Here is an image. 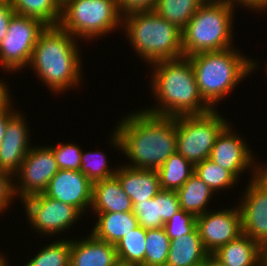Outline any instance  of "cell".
Listing matches in <instances>:
<instances>
[{"mask_svg": "<svg viewBox=\"0 0 267 266\" xmlns=\"http://www.w3.org/2000/svg\"><path fill=\"white\" fill-rule=\"evenodd\" d=\"M204 2H221L226 0H203Z\"/></svg>", "mask_w": 267, "mask_h": 266, "instance_id": "bcb514c9", "label": "cell"}, {"mask_svg": "<svg viewBox=\"0 0 267 266\" xmlns=\"http://www.w3.org/2000/svg\"><path fill=\"white\" fill-rule=\"evenodd\" d=\"M264 170L267 172V166L264 165Z\"/></svg>", "mask_w": 267, "mask_h": 266, "instance_id": "7dc6e473", "label": "cell"}, {"mask_svg": "<svg viewBox=\"0 0 267 266\" xmlns=\"http://www.w3.org/2000/svg\"><path fill=\"white\" fill-rule=\"evenodd\" d=\"M231 125H227L217 136L210 153V159L222 168L230 171L237 179L246 168L262 171L264 166L252 163L255 158L240 135L232 133ZM252 153V154H251ZM254 164V166H253ZM241 173V174H240Z\"/></svg>", "mask_w": 267, "mask_h": 266, "instance_id": "5bb4252c", "label": "cell"}, {"mask_svg": "<svg viewBox=\"0 0 267 266\" xmlns=\"http://www.w3.org/2000/svg\"><path fill=\"white\" fill-rule=\"evenodd\" d=\"M194 174L207 184L213 192L233 187L238 181L228 170L222 168L210 158L194 165Z\"/></svg>", "mask_w": 267, "mask_h": 266, "instance_id": "83f0119b", "label": "cell"}, {"mask_svg": "<svg viewBox=\"0 0 267 266\" xmlns=\"http://www.w3.org/2000/svg\"><path fill=\"white\" fill-rule=\"evenodd\" d=\"M196 227V217L189 212L180 209L167 221L163 228L166 235L171 239H178L180 236L189 234Z\"/></svg>", "mask_w": 267, "mask_h": 266, "instance_id": "836d02e7", "label": "cell"}, {"mask_svg": "<svg viewBox=\"0 0 267 266\" xmlns=\"http://www.w3.org/2000/svg\"><path fill=\"white\" fill-rule=\"evenodd\" d=\"M230 123L216 109L176 117L177 152L193 165L210 157L217 136Z\"/></svg>", "mask_w": 267, "mask_h": 266, "instance_id": "ba28073f", "label": "cell"}, {"mask_svg": "<svg viewBox=\"0 0 267 266\" xmlns=\"http://www.w3.org/2000/svg\"><path fill=\"white\" fill-rule=\"evenodd\" d=\"M196 227L205 250L211 255L242 234L241 213L234 209L205 212L196 216Z\"/></svg>", "mask_w": 267, "mask_h": 266, "instance_id": "4fadbf2b", "label": "cell"}, {"mask_svg": "<svg viewBox=\"0 0 267 266\" xmlns=\"http://www.w3.org/2000/svg\"><path fill=\"white\" fill-rule=\"evenodd\" d=\"M117 124L111 142L131 160L129 167L157 170L177 151L176 117L154 115L143 109Z\"/></svg>", "mask_w": 267, "mask_h": 266, "instance_id": "6da1fadb", "label": "cell"}, {"mask_svg": "<svg viewBox=\"0 0 267 266\" xmlns=\"http://www.w3.org/2000/svg\"><path fill=\"white\" fill-rule=\"evenodd\" d=\"M156 171L161 190L177 191L194 173V165L176 151Z\"/></svg>", "mask_w": 267, "mask_h": 266, "instance_id": "d4e9b609", "label": "cell"}, {"mask_svg": "<svg viewBox=\"0 0 267 266\" xmlns=\"http://www.w3.org/2000/svg\"><path fill=\"white\" fill-rule=\"evenodd\" d=\"M12 108L13 107H10L7 111L0 114V143L4 138V134L9 119L15 114V112H17V111H12Z\"/></svg>", "mask_w": 267, "mask_h": 266, "instance_id": "60d3db41", "label": "cell"}, {"mask_svg": "<svg viewBox=\"0 0 267 266\" xmlns=\"http://www.w3.org/2000/svg\"><path fill=\"white\" fill-rule=\"evenodd\" d=\"M102 151L82 152L80 172L92 182L115 176L117 169H110L107 158ZM115 170V171H114Z\"/></svg>", "mask_w": 267, "mask_h": 266, "instance_id": "4dcf8cb0", "label": "cell"}, {"mask_svg": "<svg viewBox=\"0 0 267 266\" xmlns=\"http://www.w3.org/2000/svg\"><path fill=\"white\" fill-rule=\"evenodd\" d=\"M76 40L59 25L47 26L33 49L29 65L54 93L77 87L82 78Z\"/></svg>", "mask_w": 267, "mask_h": 266, "instance_id": "3957f363", "label": "cell"}, {"mask_svg": "<svg viewBox=\"0 0 267 266\" xmlns=\"http://www.w3.org/2000/svg\"><path fill=\"white\" fill-rule=\"evenodd\" d=\"M211 255L225 266H265L264 247L243 233Z\"/></svg>", "mask_w": 267, "mask_h": 266, "instance_id": "e0dca14e", "label": "cell"}, {"mask_svg": "<svg viewBox=\"0 0 267 266\" xmlns=\"http://www.w3.org/2000/svg\"><path fill=\"white\" fill-rule=\"evenodd\" d=\"M14 14L10 0L0 2V42L6 36L9 22Z\"/></svg>", "mask_w": 267, "mask_h": 266, "instance_id": "74e56055", "label": "cell"}, {"mask_svg": "<svg viewBox=\"0 0 267 266\" xmlns=\"http://www.w3.org/2000/svg\"><path fill=\"white\" fill-rule=\"evenodd\" d=\"M238 206L241 213L242 233L267 246V172L253 171Z\"/></svg>", "mask_w": 267, "mask_h": 266, "instance_id": "8fae6325", "label": "cell"}, {"mask_svg": "<svg viewBox=\"0 0 267 266\" xmlns=\"http://www.w3.org/2000/svg\"><path fill=\"white\" fill-rule=\"evenodd\" d=\"M176 193L181 209L192 213L195 217L208 211L207 204L214 194L212 189L194 173Z\"/></svg>", "mask_w": 267, "mask_h": 266, "instance_id": "603a6c76", "label": "cell"}, {"mask_svg": "<svg viewBox=\"0 0 267 266\" xmlns=\"http://www.w3.org/2000/svg\"><path fill=\"white\" fill-rule=\"evenodd\" d=\"M133 214L138 219V225L144 229L163 228L164 222L159 216V200L156 196L146 201H132Z\"/></svg>", "mask_w": 267, "mask_h": 266, "instance_id": "1f68e13d", "label": "cell"}, {"mask_svg": "<svg viewBox=\"0 0 267 266\" xmlns=\"http://www.w3.org/2000/svg\"><path fill=\"white\" fill-rule=\"evenodd\" d=\"M234 4L226 1L204 2L182 30L185 57L200 52L222 51L233 47Z\"/></svg>", "mask_w": 267, "mask_h": 266, "instance_id": "8992f818", "label": "cell"}, {"mask_svg": "<svg viewBox=\"0 0 267 266\" xmlns=\"http://www.w3.org/2000/svg\"><path fill=\"white\" fill-rule=\"evenodd\" d=\"M196 83L203 100L214 110L246 76L255 70V60L241 55L233 47L189 56Z\"/></svg>", "mask_w": 267, "mask_h": 266, "instance_id": "277c9868", "label": "cell"}, {"mask_svg": "<svg viewBox=\"0 0 267 266\" xmlns=\"http://www.w3.org/2000/svg\"><path fill=\"white\" fill-rule=\"evenodd\" d=\"M8 260H6L3 256V254H0V266H8V262H6Z\"/></svg>", "mask_w": 267, "mask_h": 266, "instance_id": "ee69618b", "label": "cell"}, {"mask_svg": "<svg viewBox=\"0 0 267 266\" xmlns=\"http://www.w3.org/2000/svg\"><path fill=\"white\" fill-rule=\"evenodd\" d=\"M27 219L32 229L39 234H59L71 228L82 213L74 206L46 196L44 193L32 195L22 200Z\"/></svg>", "mask_w": 267, "mask_h": 266, "instance_id": "30bf717a", "label": "cell"}, {"mask_svg": "<svg viewBox=\"0 0 267 266\" xmlns=\"http://www.w3.org/2000/svg\"><path fill=\"white\" fill-rule=\"evenodd\" d=\"M93 183L80 171L62 170L49 181L46 196L76 207L82 214L92 204Z\"/></svg>", "mask_w": 267, "mask_h": 266, "instance_id": "9a60e30c", "label": "cell"}, {"mask_svg": "<svg viewBox=\"0 0 267 266\" xmlns=\"http://www.w3.org/2000/svg\"><path fill=\"white\" fill-rule=\"evenodd\" d=\"M265 266H267V246L264 248Z\"/></svg>", "mask_w": 267, "mask_h": 266, "instance_id": "f6af8a7d", "label": "cell"}, {"mask_svg": "<svg viewBox=\"0 0 267 266\" xmlns=\"http://www.w3.org/2000/svg\"><path fill=\"white\" fill-rule=\"evenodd\" d=\"M113 266H139V265H136V264H133L128 261L121 260V259H117Z\"/></svg>", "mask_w": 267, "mask_h": 266, "instance_id": "7bdbcfd3", "label": "cell"}, {"mask_svg": "<svg viewBox=\"0 0 267 266\" xmlns=\"http://www.w3.org/2000/svg\"><path fill=\"white\" fill-rule=\"evenodd\" d=\"M53 150L59 169L80 171L82 149L75 144L49 146Z\"/></svg>", "mask_w": 267, "mask_h": 266, "instance_id": "d6a6232c", "label": "cell"}, {"mask_svg": "<svg viewBox=\"0 0 267 266\" xmlns=\"http://www.w3.org/2000/svg\"><path fill=\"white\" fill-rule=\"evenodd\" d=\"M16 14L40 20L46 26H57L61 19L62 0H10Z\"/></svg>", "mask_w": 267, "mask_h": 266, "instance_id": "cb8c5ba5", "label": "cell"}, {"mask_svg": "<svg viewBox=\"0 0 267 266\" xmlns=\"http://www.w3.org/2000/svg\"><path fill=\"white\" fill-rule=\"evenodd\" d=\"M147 229L138 226L115 245L118 259L145 266Z\"/></svg>", "mask_w": 267, "mask_h": 266, "instance_id": "4316f807", "label": "cell"}, {"mask_svg": "<svg viewBox=\"0 0 267 266\" xmlns=\"http://www.w3.org/2000/svg\"><path fill=\"white\" fill-rule=\"evenodd\" d=\"M204 266H225L217 261L212 255H209Z\"/></svg>", "mask_w": 267, "mask_h": 266, "instance_id": "b9f144b4", "label": "cell"}, {"mask_svg": "<svg viewBox=\"0 0 267 266\" xmlns=\"http://www.w3.org/2000/svg\"><path fill=\"white\" fill-rule=\"evenodd\" d=\"M170 250V238L164 228L147 229L145 266H166Z\"/></svg>", "mask_w": 267, "mask_h": 266, "instance_id": "f1b7e54d", "label": "cell"}, {"mask_svg": "<svg viewBox=\"0 0 267 266\" xmlns=\"http://www.w3.org/2000/svg\"><path fill=\"white\" fill-rule=\"evenodd\" d=\"M91 209L94 213L132 212L133 203L116 176L93 183Z\"/></svg>", "mask_w": 267, "mask_h": 266, "instance_id": "ffe728a7", "label": "cell"}, {"mask_svg": "<svg viewBox=\"0 0 267 266\" xmlns=\"http://www.w3.org/2000/svg\"><path fill=\"white\" fill-rule=\"evenodd\" d=\"M121 24L116 0H62L59 26L76 39L99 38Z\"/></svg>", "mask_w": 267, "mask_h": 266, "instance_id": "52a82bcc", "label": "cell"}, {"mask_svg": "<svg viewBox=\"0 0 267 266\" xmlns=\"http://www.w3.org/2000/svg\"><path fill=\"white\" fill-rule=\"evenodd\" d=\"M115 176L132 201H146L154 198L161 190L156 170L138 169L124 165L118 167Z\"/></svg>", "mask_w": 267, "mask_h": 266, "instance_id": "d6986e66", "label": "cell"}, {"mask_svg": "<svg viewBox=\"0 0 267 266\" xmlns=\"http://www.w3.org/2000/svg\"><path fill=\"white\" fill-rule=\"evenodd\" d=\"M158 0H116L117 8L122 16L134 13L153 11Z\"/></svg>", "mask_w": 267, "mask_h": 266, "instance_id": "d590c367", "label": "cell"}, {"mask_svg": "<svg viewBox=\"0 0 267 266\" xmlns=\"http://www.w3.org/2000/svg\"><path fill=\"white\" fill-rule=\"evenodd\" d=\"M209 255L195 227L189 234L170 240L166 266H204Z\"/></svg>", "mask_w": 267, "mask_h": 266, "instance_id": "44dd1931", "label": "cell"}, {"mask_svg": "<svg viewBox=\"0 0 267 266\" xmlns=\"http://www.w3.org/2000/svg\"><path fill=\"white\" fill-rule=\"evenodd\" d=\"M12 177L11 174L0 170V213L4 212L15 199Z\"/></svg>", "mask_w": 267, "mask_h": 266, "instance_id": "8d00e7d4", "label": "cell"}, {"mask_svg": "<svg viewBox=\"0 0 267 266\" xmlns=\"http://www.w3.org/2000/svg\"><path fill=\"white\" fill-rule=\"evenodd\" d=\"M26 124L25 117L17 111L9 119L0 143V170L11 174L13 178L32 147L29 144L30 131Z\"/></svg>", "mask_w": 267, "mask_h": 266, "instance_id": "2e32d148", "label": "cell"}, {"mask_svg": "<svg viewBox=\"0 0 267 266\" xmlns=\"http://www.w3.org/2000/svg\"><path fill=\"white\" fill-rule=\"evenodd\" d=\"M58 171L57 161L50 147H31L19 171L14 175L20 179L18 184L15 181L14 195L20 196L22 201L32 195L43 193Z\"/></svg>", "mask_w": 267, "mask_h": 266, "instance_id": "7c38bea8", "label": "cell"}, {"mask_svg": "<svg viewBox=\"0 0 267 266\" xmlns=\"http://www.w3.org/2000/svg\"><path fill=\"white\" fill-rule=\"evenodd\" d=\"M203 3V0H158L154 11L182 31Z\"/></svg>", "mask_w": 267, "mask_h": 266, "instance_id": "484cf974", "label": "cell"}, {"mask_svg": "<svg viewBox=\"0 0 267 266\" xmlns=\"http://www.w3.org/2000/svg\"><path fill=\"white\" fill-rule=\"evenodd\" d=\"M47 26L40 20L14 14L0 42V64L6 72L29 66L38 37Z\"/></svg>", "mask_w": 267, "mask_h": 266, "instance_id": "9c48e42d", "label": "cell"}, {"mask_svg": "<svg viewBox=\"0 0 267 266\" xmlns=\"http://www.w3.org/2000/svg\"><path fill=\"white\" fill-rule=\"evenodd\" d=\"M97 216L98 221L91 234L112 245H116L122 237L139 226L133 212H105L98 213Z\"/></svg>", "mask_w": 267, "mask_h": 266, "instance_id": "7402d4cb", "label": "cell"}, {"mask_svg": "<svg viewBox=\"0 0 267 266\" xmlns=\"http://www.w3.org/2000/svg\"><path fill=\"white\" fill-rule=\"evenodd\" d=\"M71 240L60 239L41 249L25 266H70Z\"/></svg>", "mask_w": 267, "mask_h": 266, "instance_id": "f546056e", "label": "cell"}, {"mask_svg": "<svg viewBox=\"0 0 267 266\" xmlns=\"http://www.w3.org/2000/svg\"><path fill=\"white\" fill-rule=\"evenodd\" d=\"M6 83L0 81V114L7 111L11 107L10 91Z\"/></svg>", "mask_w": 267, "mask_h": 266, "instance_id": "ab89813d", "label": "cell"}, {"mask_svg": "<svg viewBox=\"0 0 267 266\" xmlns=\"http://www.w3.org/2000/svg\"><path fill=\"white\" fill-rule=\"evenodd\" d=\"M118 259L115 245L94 237L71 240L70 266H113Z\"/></svg>", "mask_w": 267, "mask_h": 266, "instance_id": "ac0fdd59", "label": "cell"}, {"mask_svg": "<svg viewBox=\"0 0 267 266\" xmlns=\"http://www.w3.org/2000/svg\"><path fill=\"white\" fill-rule=\"evenodd\" d=\"M229 2L233 3L234 5L236 3H239V5L245 6L246 9H254L256 11L260 10H267V0H228Z\"/></svg>", "mask_w": 267, "mask_h": 266, "instance_id": "f35d334b", "label": "cell"}, {"mask_svg": "<svg viewBox=\"0 0 267 266\" xmlns=\"http://www.w3.org/2000/svg\"><path fill=\"white\" fill-rule=\"evenodd\" d=\"M156 200H159V216L164 223L181 209L176 191L160 190L156 194Z\"/></svg>", "mask_w": 267, "mask_h": 266, "instance_id": "e575fe53", "label": "cell"}, {"mask_svg": "<svg viewBox=\"0 0 267 266\" xmlns=\"http://www.w3.org/2000/svg\"><path fill=\"white\" fill-rule=\"evenodd\" d=\"M127 38L139 57L148 64L184 56L182 31L153 11L122 16ZM125 24V25H124Z\"/></svg>", "mask_w": 267, "mask_h": 266, "instance_id": "5b68a950", "label": "cell"}, {"mask_svg": "<svg viewBox=\"0 0 267 266\" xmlns=\"http://www.w3.org/2000/svg\"><path fill=\"white\" fill-rule=\"evenodd\" d=\"M151 89L159 106L146 112L177 117L202 115L213 110L202 98L189 57L159 61L152 64Z\"/></svg>", "mask_w": 267, "mask_h": 266, "instance_id": "7a4b0ae2", "label": "cell"}]
</instances>
